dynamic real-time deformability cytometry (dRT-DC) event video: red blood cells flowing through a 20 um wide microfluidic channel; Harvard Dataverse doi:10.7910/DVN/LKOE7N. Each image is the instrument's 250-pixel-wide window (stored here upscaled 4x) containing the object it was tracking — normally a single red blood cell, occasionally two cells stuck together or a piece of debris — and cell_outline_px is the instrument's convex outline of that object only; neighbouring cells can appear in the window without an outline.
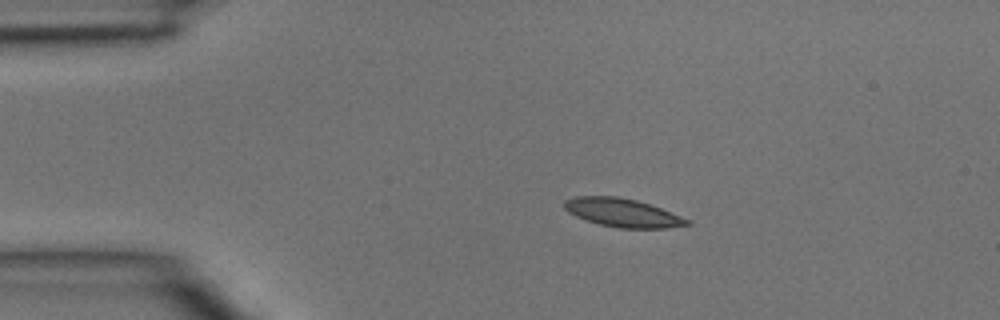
{"species": "common noctule bat (a hibernating species)", "species_latin": "Nyctalus noctula", "temperature_condition": "room temperature", "stored_images_in_passage": 2, "camera_frame_rate_fps": 3000, "um_per_image_px": 0.085, "animal": {"sex": "male", "body_mass_g": 15.6}, "frame": {"image": 1, "passage_image": 1, "time_ms": 0.0, "image_size_px": [1000, 320], "cell_outline_px": [[692, 224], [668, 228], [620, 228], [600, 224], [576, 216], [568, 212], [564, 208], [564, 200], [576, 196], [616, 196], [636, 200], [660, 208], [692, 220]], "centroid_in_image_um": [52.94, 18.08], "position_along_channel_um": 32.1, "area_um2": 20.23}}